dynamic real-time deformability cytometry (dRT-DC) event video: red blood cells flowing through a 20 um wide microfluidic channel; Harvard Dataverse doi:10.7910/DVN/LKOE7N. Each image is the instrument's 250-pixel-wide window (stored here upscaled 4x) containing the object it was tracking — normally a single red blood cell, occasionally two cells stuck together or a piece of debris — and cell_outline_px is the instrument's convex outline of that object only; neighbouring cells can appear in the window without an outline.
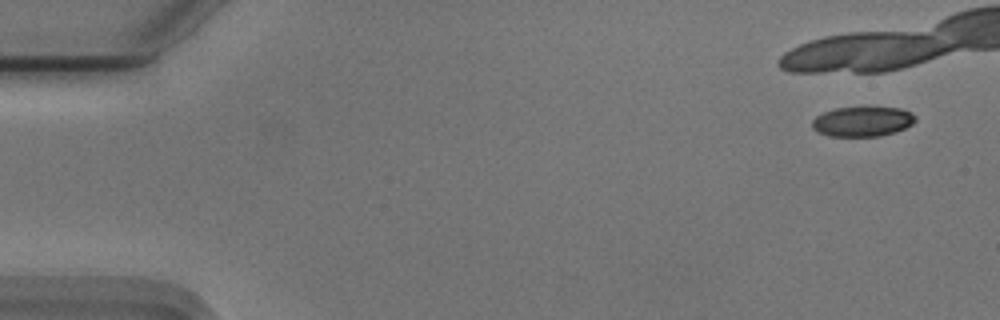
{"species": "Egyptian fruit bat (a non-hibernating species)", "species_latin": "Rousettus aegyptiacus", "temperature_condition": "cold", "stored_images_in_passage": 8, "camera_frame_rate_fps": 3000, "um_per_image_px": 0.085, "animal": {"sex": "male"}, "frame": {"image": 1, "passage_image": 1, "time_ms": 0.0, "image_size_px": [1000, 320], "cell_outline_px": [[916, 120], [912, 124], [904, 128], [892, 132], [876, 136], [832, 136], [820, 132], [812, 128], [812, 120], [816, 116], [824, 112], [836, 108], [900, 108], [912, 112], [916, 116]], "centroid_in_image_um": [73.32, 10.32], "position_along_channel_um": 11.7, "area_um2": 17.63}}